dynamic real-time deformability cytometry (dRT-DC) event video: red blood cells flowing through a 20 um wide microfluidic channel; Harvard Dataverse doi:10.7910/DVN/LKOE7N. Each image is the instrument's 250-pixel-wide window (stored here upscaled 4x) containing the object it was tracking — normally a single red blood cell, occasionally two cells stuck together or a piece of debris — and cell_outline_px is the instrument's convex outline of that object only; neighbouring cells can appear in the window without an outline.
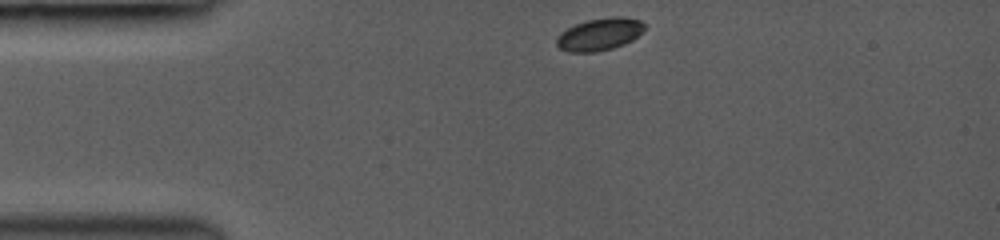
{"species": "common noctule bat (a hibernating species)", "species_latin": "Nyctalus noctula", "temperature_condition": "room temperature", "stored_images_in_passage": 35, "camera_frame_rate_fps": 3000, "um_per_image_px": 0.085, "animal": {"sex": "female", "body_mass_g": 19.0, "forearm_length_mm": 53.3}, "frame": {"image": 1, "passage_image": 1, "time_ms": 0.0, "image_size_px": [1000, 240], "cell_outline_px": [[644, 28], [632, 40], [624, 44], [612, 48], [596, 52], [568, 52], [560, 48], [556, 44], [556, 36], [560, 32], [584, 20], [612, 16], [624, 16], [640, 20], [644, 24]], "centroid_in_image_um": [50.93, 2.9], "position_along_channel_um": 34.1, "area_um2": 16.65}}
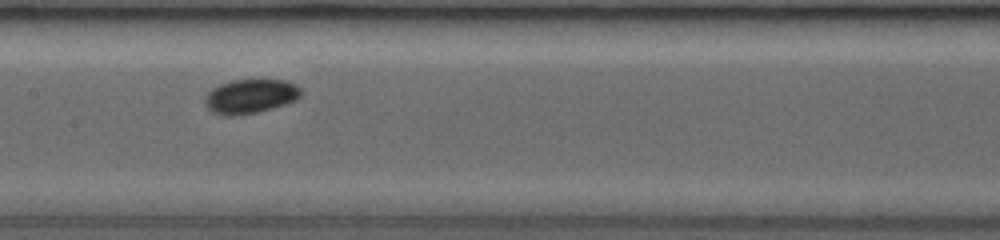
{"frame": {"image": 2, "passage_image": 14, "time_ms": 4.667, "image_size_px": [1000, 240], "cell_outline_px": [[300, 96], [296, 100], [272, 108], [256, 112], [236, 116], [224, 116], [212, 112], [204, 104], [204, 96], [212, 88], [220, 84], [232, 80], [284, 80], [296, 84], [300, 88]], "centroid_in_image_um": [21.24, 8.19], "position_along_channel_um": 186.2, "area_um2": 19.19}}
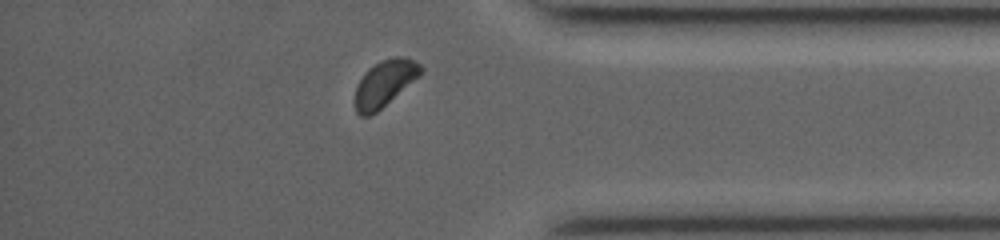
{"frame": {"image": 3, "passage_image": 31, "time_ms": 10.0, "image_size_px": [1000, 240], "cell_outline_px": [[424, 72], [420, 76], [376, 112], [368, 116], [360, 116], [356, 112], [356, 88], [364, 72], [368, 68], [380, 60], [396, 56], [404, 56], [420, 64], [424, 68]], "centroid_in_image_um": [32.72, 7.05], "position_along_channel_um": 402.5, "area_um2": 17.63}}